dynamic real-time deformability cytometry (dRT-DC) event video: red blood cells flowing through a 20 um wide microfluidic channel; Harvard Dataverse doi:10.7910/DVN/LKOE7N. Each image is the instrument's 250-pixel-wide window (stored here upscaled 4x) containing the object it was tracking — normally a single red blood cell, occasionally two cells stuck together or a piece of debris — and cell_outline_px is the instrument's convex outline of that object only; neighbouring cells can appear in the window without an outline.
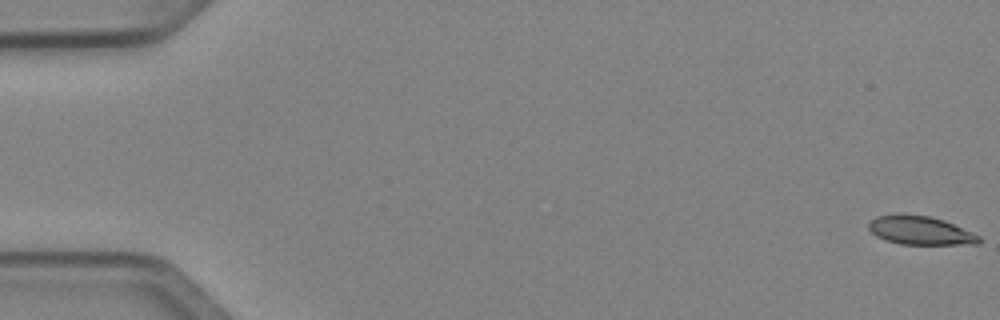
{"species": "Egyptian fruit bat (a non-hibernating species)", "species_latin": "Rousettus aegyptiacus", "temperature_condition": "cold", "stored_images_in_passage": 51, "camera_frame_rate_fps": 3000, "um_per_image_px": 0.085, "animal": {"sex": "female"}, "frame": {"image": 1, "passage_image": 1, "time_ms": 0.0, "image_size_px": [1000, 320], "cell_outline_px": [[980, 244], [900, 244], [876, 236], [868, 228], [868, 224], [876, 216], [900, 212], [928, 216], [944, 220], [980, 236]], "centroid_in_image_um": [78.19, 19.56], "position_along_channel_um": 6.8, "area_um2": 18.44}}
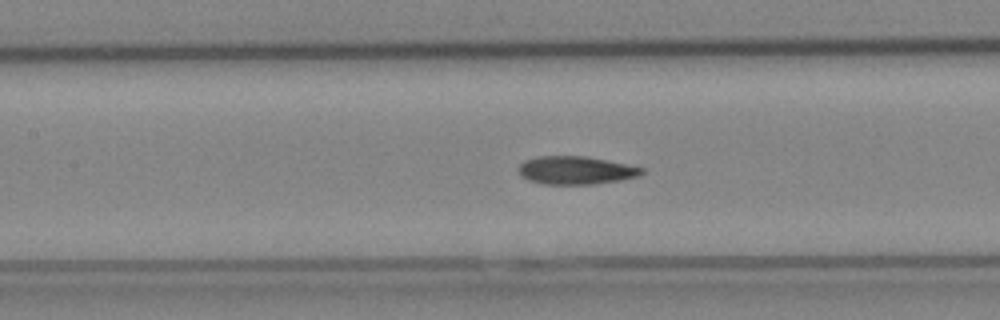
{"frame": {"image": 2, "passage_image": 24, "time_ms": 7.667, "image_size_px": [1000, 320], "cell_outline_px": [[644, 172], [640, 176], [620, 180], [596, 184], [544, 184], [528, 180], [520, 176], [516, 168], [524, 160], [536, 156], [588, 156], [644, 168]], "centroid_in_image_um": [48.91, 14.47], "position_along_channel_um": 158.5, "area_um2": 20.4}}
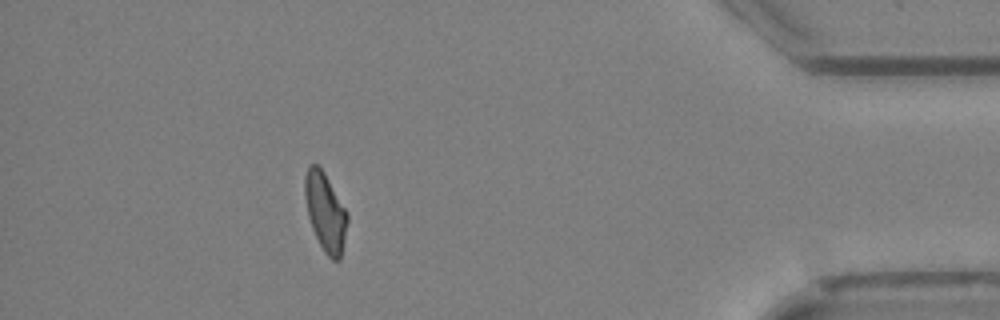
{"frame": {"image": 3, "passage_image": 46, "time_ms": 15.0, "image_size_px": [1000, 320], "cell_outline_px": [[348, 220], [340, 260], [332, 260], [324, 252], [312, 228], [308, 216], [304, 196], [304, 176], [308, 164], [316, 164], [324, 172], [348, 212]], "centroid_in_image_um": [27.64, 17.99], "position_along_channel_um": 407.6, "area_um2": 19.48}, "authors_computed_cell_mechanics": {"area_um2": 19.9988, "velocity_mm_per_s": 4.0627, "shape_relaxation_time_tau1_ms": 3.9794, "shape_relaxation_time_tau2_ms": 3.6957, "deformation_change_tau1": 0.1464, "deformation_change_tau2": 0.1059}}